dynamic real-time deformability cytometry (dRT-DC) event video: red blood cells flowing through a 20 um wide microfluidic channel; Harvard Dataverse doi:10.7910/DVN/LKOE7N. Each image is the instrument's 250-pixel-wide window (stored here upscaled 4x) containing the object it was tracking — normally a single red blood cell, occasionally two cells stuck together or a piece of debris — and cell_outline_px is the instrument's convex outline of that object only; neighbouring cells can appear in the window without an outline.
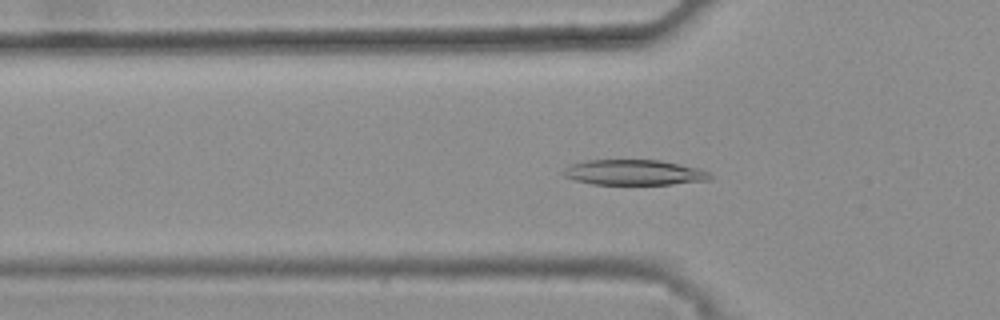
{"species": "common noctule bat (a hibernating species)", "species_latin": "Nyctalus noctula", "temperature_condition": "warm", "stored_images_in_passage": 42, "camera_frame_rate_fps": 3000, "um_per_image_px": 0.085, "animal": {"sex": "female", "body_mass_g": 25.1}, "frame": {"image": 1, "passage_image": 15, "time_ms": 4.667, "image_size_px": [1000, 320], "cell_outline_px": [[712, 180], [672, 184], [592, 184], [576, 180], [564, 176], [560, 172], [564, 168], [572, 164], [584, 160], [660, 160], [700, 168], [708, 172], [712, 176]], "centroid_in_image_um": [53.9, 14.65], "position_along_channel_um": 71.9, "area_um2": 21.79}}
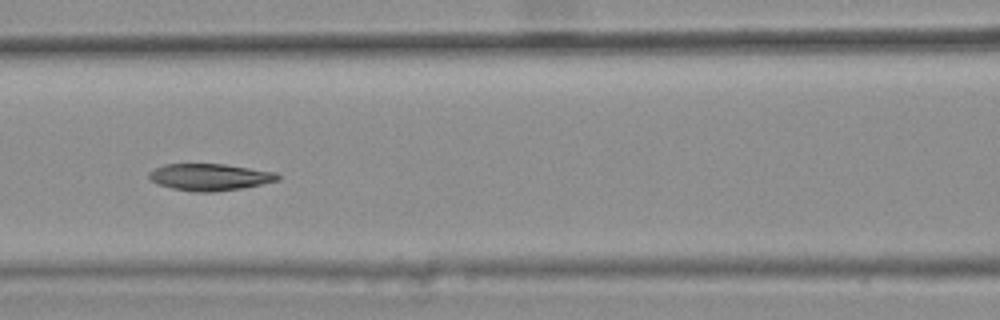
{"frame": {"image": 2, "passage_image": 21, "time_ms": 6.667, "image_size_px": [1000, 320], "cell_outline_px": [[280, 180], [244, 188], [212, 192], [192, 192], [172, 188], [148, 180], [148, 172], [152, 168], [164, 164], [224, 164], [276, 172], [280, 176]], "centroid_in_image_um": [17.81, 15.05], "position_along_channel_um": 148.8, "area_um2": 20.35}}
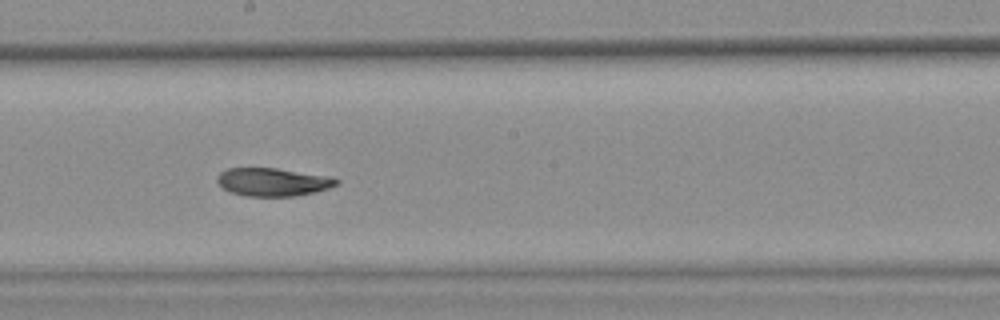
{"frame": {"image": 3, "passage_image": 27, "time_ms": 8.667, "image_size_px": [1000, 320], "cell_outline_px": [[340, 184], [316, 192], [292, 196], [248, 196], [228, 192], [216, 180], [216, 176], [220, 172], [228, 168], [276, 168], [332, 176], [340, 180]], "centroid_in_image_um": [23.22, 15.46], "position_along_channel_um": 225.0, "area_um2": 19.71}, "authors_computed_cell_mechanics": {"area_um2": 20.7213, "velocity_mm_per_s": 3.8265, "shape_relaxation_time_tau1_ms": 6.2302, "shape_relaxation_time_tau2_ms": 5.8791, "deformation_change_tau1": 0.2009, "deformation_change_tau2": 0.1061}}